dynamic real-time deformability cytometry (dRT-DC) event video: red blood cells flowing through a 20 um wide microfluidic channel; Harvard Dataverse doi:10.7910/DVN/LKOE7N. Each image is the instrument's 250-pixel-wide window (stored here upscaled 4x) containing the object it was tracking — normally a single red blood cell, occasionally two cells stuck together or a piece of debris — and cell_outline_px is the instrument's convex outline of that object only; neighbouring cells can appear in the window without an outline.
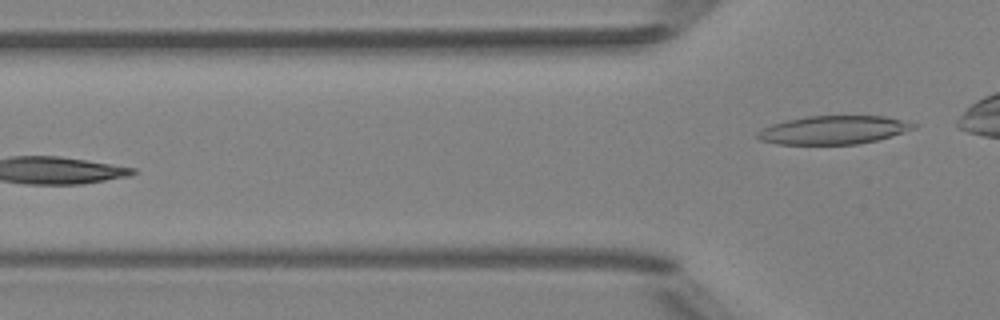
{"species": "Egyptian fruit bat (a non-hibernating species)", "species_latin": "Rousettus aegyptiacus", "temperature_condition": "room temperature", "stored_images_in_passage": 5, "camera_frame_rate_fps": 3000, "um_per_image_px": 0.085, "animal": {"sex": "female"}, "frame": {"image": 1, "passage_image": 5, "time_ms": 4.667, "image_size_px": [1000, 320], "cell_outline_px": [[916, 128], [892, 136], [876, 140], [856, 144], [776, 144], [760, 140], [756, 136], [756, 132], [760, 128], [772, 124], [788, 120], [808, 116], [884, 116], [916, 124]], "centroid_in_image_um": [70.8, 11.05], "position_along_channel_um": 55.0, "area_um2": 25.72}}